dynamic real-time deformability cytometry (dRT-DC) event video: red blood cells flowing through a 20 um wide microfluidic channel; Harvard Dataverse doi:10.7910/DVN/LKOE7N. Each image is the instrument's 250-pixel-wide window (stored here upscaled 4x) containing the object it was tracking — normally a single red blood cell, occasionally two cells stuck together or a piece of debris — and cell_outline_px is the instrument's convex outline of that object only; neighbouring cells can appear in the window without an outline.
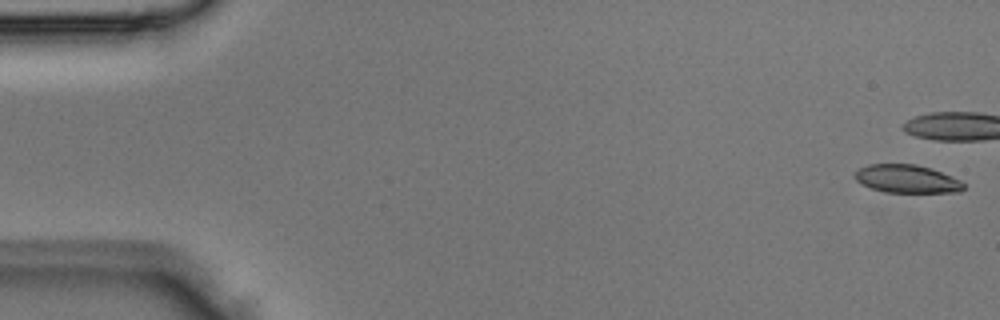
{"species": "Egyptian fruit bat (a non-hibernating species)", "species_latin": "Rousettus aegyptiacus", "temperature_condition": "room temperature", "stored_images_in_passage": 6, "camera_frame_rate_fps": 3000, "um_per_image_px": 0.085, "animal": {"sex": "male"}, "frame": {"image": 1, "passage_image": 1, "time_ms": 0.0, "image_size_px": [1000, 320], "cell_outline_px": [[964, 188], [960, 192], [884, 192], [860, 184], [852, 176], [860, 168], [868, 164], [916, 164], [932, 168], [952, 176], [960, 180], [964, 184]], "centroid_in_image_um": [77.08, 15.2], "position_along_channel_um": 7.9, "area_um2": 17.92}}
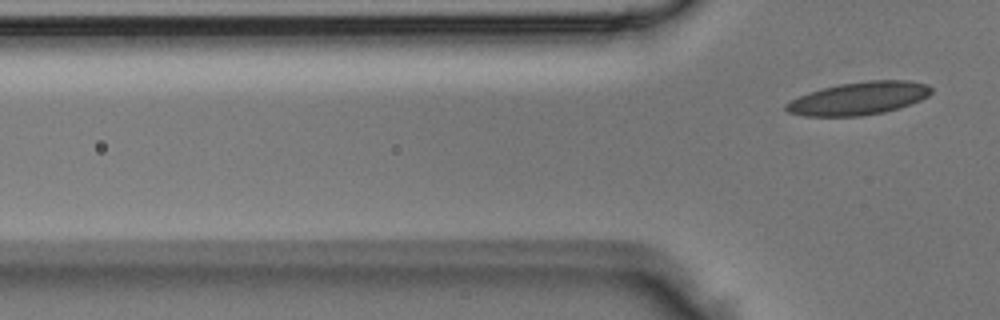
{"frame": {"image": 2, "passage_image": 6, "time_ms": 1.667, "image_size_px": [1000, 320], "cell_outline_px": [[932, 92], [928, 96], [920, 100], [884, 112], [860, 116], [804, 116], [788, 112], [784, 108], [784, 104], [808, 92], [840, 84], [868, 80], [904, 80], [928, 84], [932, 88]], "centroid_in_image_um": [72.98, 8.36], "position_along_channel_um": 52.8, "area_um2": 27.57}}